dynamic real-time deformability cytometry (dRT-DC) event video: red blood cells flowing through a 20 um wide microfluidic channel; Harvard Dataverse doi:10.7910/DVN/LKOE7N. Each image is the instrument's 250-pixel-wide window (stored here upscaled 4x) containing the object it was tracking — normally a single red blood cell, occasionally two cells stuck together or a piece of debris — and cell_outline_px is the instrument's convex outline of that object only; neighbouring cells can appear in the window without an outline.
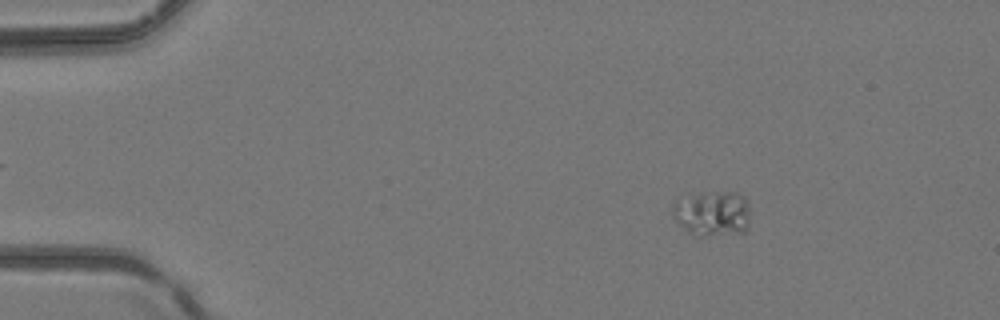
{"species": "common noctule bat (a hibernating species)", "species_latin": "Nyctalus noctula", "temperature_condition": "room temperature", "stored_images_in_passage": 3, "camera_frame_rate_fps": 3000, "um_per_image_px": 0.085, "animal": {"sex": "female", "body_mass_g": 24.6, "forearm_length_mm": 56.2}, "frame": {"image": 1, "passage_image": 2, "time_ms": 0.333, "image_size_px": [1000, 320], "cell_outline_px": [[748, 232], [708, 236], [704, 236], [688, 232], [676, 224], [672, 216], [672, 208], [676, 196], [700, 192], [736, 192], [744, 196], [748, 200]], "centroid_in_image_um": [60.49, 18.12], "position_along_channel_um": 24.5, "area_um2": 21.27}}